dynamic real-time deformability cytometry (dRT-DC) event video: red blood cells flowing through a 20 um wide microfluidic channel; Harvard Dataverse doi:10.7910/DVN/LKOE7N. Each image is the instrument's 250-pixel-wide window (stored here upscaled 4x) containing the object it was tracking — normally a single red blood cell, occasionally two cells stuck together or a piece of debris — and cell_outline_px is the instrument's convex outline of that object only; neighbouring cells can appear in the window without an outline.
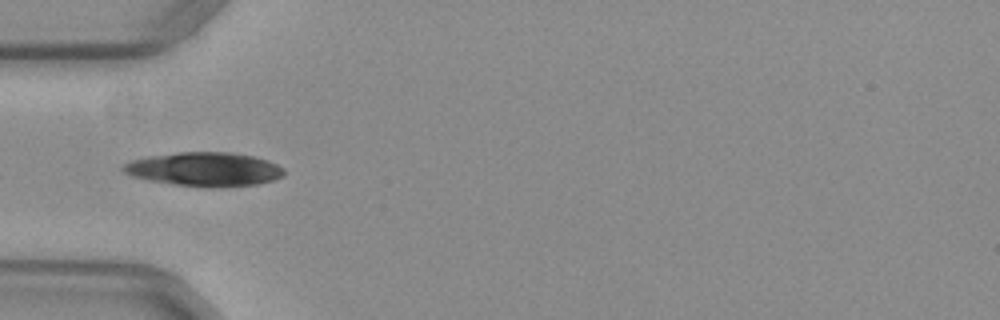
{"species": "common noctule bat (a hibernating species)", "species_latin": "Nyctalus noctula", "temperature_condition": "warm", "stored_images_in_passage": 35, "camera_frame_rate_fps": 3000, "um_per_image_px": 0.085, "animal": {"sex": "female", "body_mass_g": 29.2, "forearm_length_mm": 56.3}, "frame": {"image": 1, "passage_image": 1, "time_ms": 0.0, "image_size_px": [1000, 320], "cell_outline_px": [[284, 176], [272, 180], [256, 184], [220, 188], [204, 188], [148, 180], [132, 176], [124, 172], [120, 168], [124, 164], [132, 160], [148, 156], [176, 152], [232, 152], [256, 156], [268, 160], [284, 168]], "centroid_in_image_um": [17.4, 14.38], "position_along_channel_um": 67.6, "area_um2": 32.14}}